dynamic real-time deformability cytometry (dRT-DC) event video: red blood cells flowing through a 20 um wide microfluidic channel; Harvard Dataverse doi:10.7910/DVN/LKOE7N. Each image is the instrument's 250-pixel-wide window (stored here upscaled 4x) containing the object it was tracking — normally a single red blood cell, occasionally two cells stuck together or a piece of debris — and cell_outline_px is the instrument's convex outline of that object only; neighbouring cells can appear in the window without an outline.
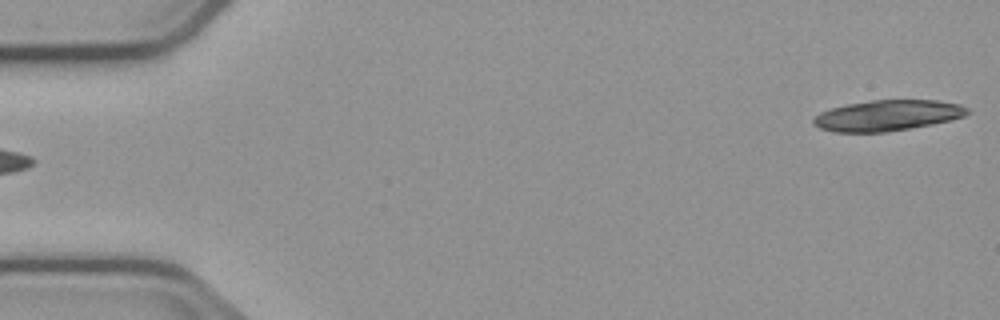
{"species": "common noctule bat (a hibernating species)", "species_latin": "Nyctalus noctula", "temperature_condition": "cold", "stored_images_in_passage": 6, "segment_of_instrument_passage": [2, 2], "camera_frame_rate_fps": 3000, "um_per_image_px": 0.085, "animal": {"sex": "male", "body_mass_g": 23.1, "forearm_length_mm": 52.7}, "frame": {"image": 1, "passage_image": 6, "time_ms": 5.667, "image_size_px": [1000, 320], "cell_outline_px": [[972, 112], [964, 116], [932, 124], [912, 128], [884, 132], [836, 132], [820, 128], [812, 124], [812, 120], [820, 112], [832, 108], [848, 104], [872, 100], [936, 100], [960, 104], [968, 108]], "centroid_in_image_um": [75.45, 9.81], "position_along_channel_um": 9.6, "area_um2": 27.51}}